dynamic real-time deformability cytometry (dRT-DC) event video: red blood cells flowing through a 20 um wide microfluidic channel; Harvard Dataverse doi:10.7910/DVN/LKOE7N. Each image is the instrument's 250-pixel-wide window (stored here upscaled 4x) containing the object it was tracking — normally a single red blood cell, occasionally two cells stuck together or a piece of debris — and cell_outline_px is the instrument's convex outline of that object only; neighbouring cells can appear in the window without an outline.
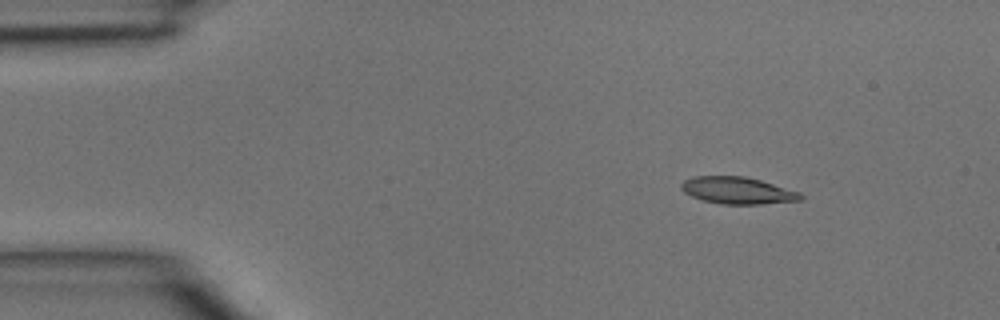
{"species": "common noctule bat (a hibernating species)", "species_latin": "Nyctalus noctula", "temperature_condition": "room temperature", "stored_images_in_passage": 3, "camera_frame_rate_fps": 3000, "um_per_image_px": 0.085, "animal": {"sex": "male", "body_mass_g": 15.6}, "frame": {"image": 1, "passage_image": 1, "time_ms": 0.0, "image_size_px": [1000, 320], "cell_outline_px": [[804, 196], [800, 200], [760, 204], [724, 204], [704, 200], [692, 196], [684, 192], [680, 188], [680, 184], [684, 180], [692, 176], [744, 176], [760, 180], [800, 192]], "centroid_in_image_um": [62.67, 16.18], "position_along_channel_um": 22.3, "area_um2": 18.61}}
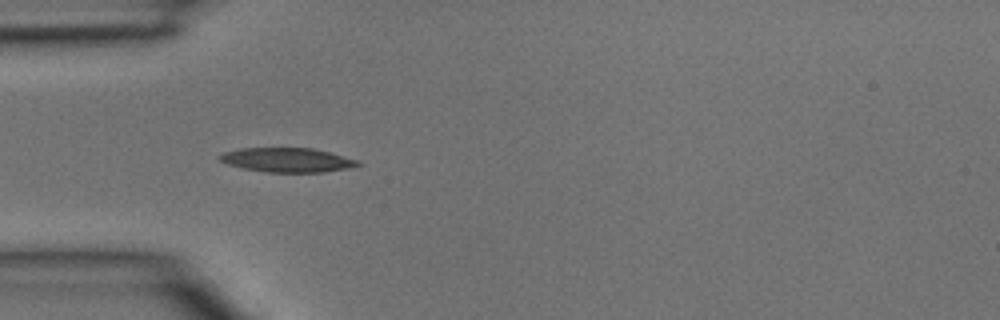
{"frame": {"image": 2, "passage_image": 3, "time_ms": 0.667, "image_size_px": [1000, 320], "cell_outline_px": [[364, 164], [348, 168], [324, 172], [268, 172], [244, 168], [228, 164], [220, 160], [216, 156], [224, 152], [240, 148], [312, 148], [360, 160]], "centroid_in_image_um": [24.44, 13.59], "position_along_channel_um": 60.6, "area_um2": 19.54}}